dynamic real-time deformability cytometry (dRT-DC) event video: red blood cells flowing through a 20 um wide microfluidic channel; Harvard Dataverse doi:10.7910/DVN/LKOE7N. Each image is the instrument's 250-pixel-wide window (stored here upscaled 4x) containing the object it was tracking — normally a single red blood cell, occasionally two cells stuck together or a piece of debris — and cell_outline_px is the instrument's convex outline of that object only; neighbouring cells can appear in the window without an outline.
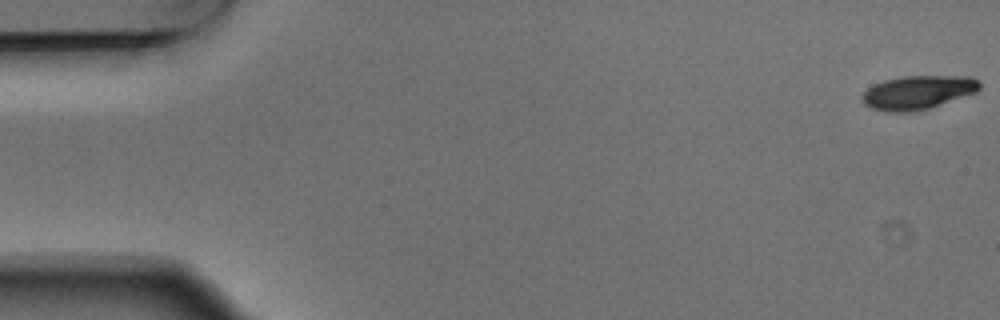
{"species": "Egyptian fruit bat (a non-hibernating species)", "species_latin": "Rousettus aegyptiacus", "temperature_condition": "warm", "stored_images_in_passage": 6, "camera_frame_rate_fps": 3000, "um_per_image_px": 0.085, "animal": {"sex": "male"}, "frame": {"image": 1, "passage_image": 1, "time_ms": 0.0, "image_size_px": [1000, 320], "cell_outline_px": [[980, 88], [976, 92], [928, 108], [912, 112], [884, 112], [872, 108], [864, 104], [860, 96], [868, 88], [884, 80], [904, 76], [972, 76], [980, 80]], "centroid_in_image_um": [78.01, 7.85], "position_along_channel_um": 7.0, "area_um2": 23.06}}
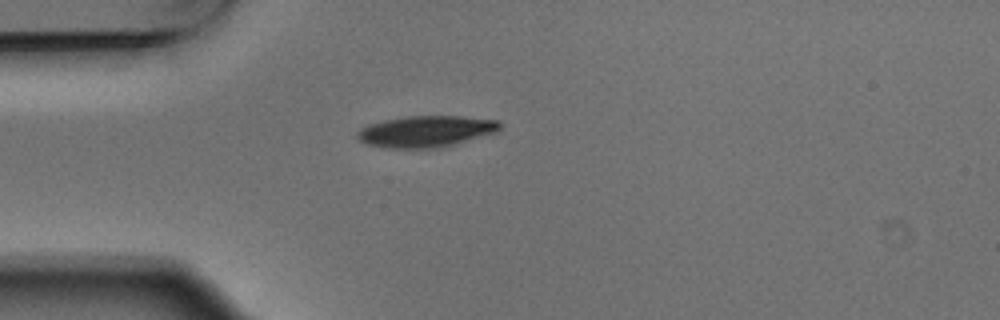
{"frame": {"image": 2, "passage_image": 5, "time_ms": 1.333, "image_size_px": [1000, 320], "cell_outline_px": [[500, 128], [496, 132], [440, 148], [388, 148], [364, 144], [356, 136], [356, 132], [360, 128], [368, 124], [384, 120], [408, 116], [460, 116], [496, 120], [500, 124]], "centroid_in_image_um": [36.15, 11.17], "position_along_channel_um": 48.9, "area_um2": 26.01}}